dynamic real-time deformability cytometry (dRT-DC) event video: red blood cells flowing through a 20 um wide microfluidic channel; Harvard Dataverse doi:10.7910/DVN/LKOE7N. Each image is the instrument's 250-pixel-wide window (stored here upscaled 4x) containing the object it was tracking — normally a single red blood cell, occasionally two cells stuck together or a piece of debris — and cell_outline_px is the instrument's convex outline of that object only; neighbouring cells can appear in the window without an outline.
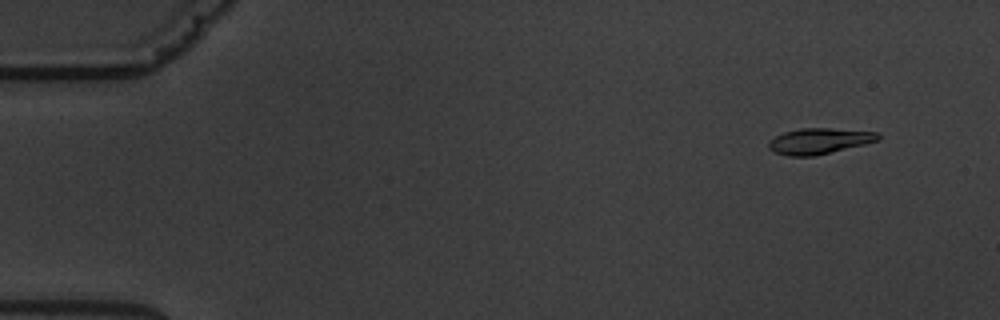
{"species": "common noctule bat (a hibernating species)", "species_latin": "Nyctalus noctula", "temperature_condition": "warm", "stored_images_in_passage": 5, "camera_frame_rate_fps": 3000, "um_per_image_px": 0.085, "animal": {"sex": "male", "body_mass_g": 19.5, "forearm_length_mm": 54.6}, "frame": {"image": 1, "passage_image": 2, "time_ms": 1.333, "image_size_px": [1000, 320], "cell_outline_px": [[880, 136], [876, 140], [864, 144], [812, 156], [788, 156], [776, 152], [768, 148], [768, 140], [784, 132], [800, 128], [832, 128], [880, 132]], "centroid_in_image_um": [69.6, 11.97], "position_along_channel_um": 15.4, "area_um2": 16.3}}
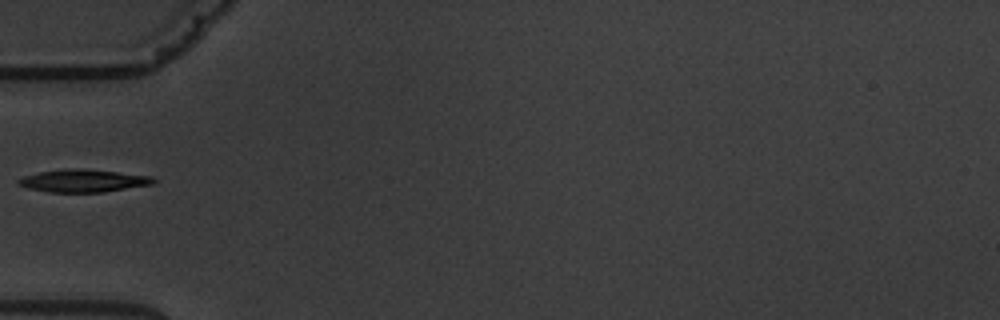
{"frame": {"image": 2, "passage_image": 5, "time_ms": 6.333, "image_size_px": [1000, 320], "cell_outline_px": [[156, 184], [104, 192], [48, 192], [28, 188], [20, 184], [16, 180], [24, 176], [40, 172], [72, 168], [80, 168], [152, 176], [156, 180]], "centroid_in_image_um": [7.13, 15.37], "position_along_channel_um": 77.9, "area_um2": 17.74}}